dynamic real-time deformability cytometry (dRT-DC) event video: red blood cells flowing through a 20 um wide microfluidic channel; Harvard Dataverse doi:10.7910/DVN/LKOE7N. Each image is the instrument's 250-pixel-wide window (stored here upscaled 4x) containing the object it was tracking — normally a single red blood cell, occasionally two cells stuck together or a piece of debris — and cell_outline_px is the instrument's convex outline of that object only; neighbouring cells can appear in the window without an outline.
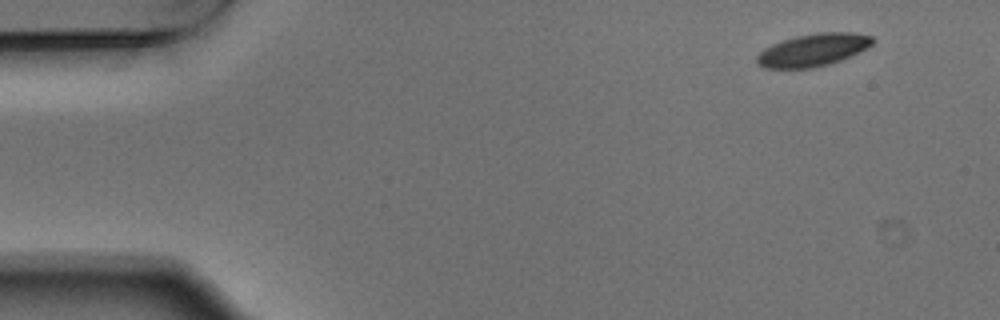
{"species": "Egyptian fruit bat (a non-hibernating species)", "species_latin": "Rousettus aegyptiacus", "temperature_condition": "warm", "stored_images_in_passage": 3, "camera_frame_rate_fps": 3000, "um_per_image_px": 0.085, "animal": {"sex": "male"}, "frame": {"image": 1, "passage_image": 1, "time_ms": 0.0, "image_size_px": [1000, 320], "cell_outline_px": [[872, 44], [868, 48], [860, 52], [840, 60], [828, 64], [812, 68], [764, 68], [756, 64], [756, 56], [764, 48], [772, 44], [796, 36], [816, 32], [856, 32], [872, 36]], "centroid_in_image_um": [69.1, 4.24], "position_along_channel_um": 15.9, "area_um2": 22.02}}